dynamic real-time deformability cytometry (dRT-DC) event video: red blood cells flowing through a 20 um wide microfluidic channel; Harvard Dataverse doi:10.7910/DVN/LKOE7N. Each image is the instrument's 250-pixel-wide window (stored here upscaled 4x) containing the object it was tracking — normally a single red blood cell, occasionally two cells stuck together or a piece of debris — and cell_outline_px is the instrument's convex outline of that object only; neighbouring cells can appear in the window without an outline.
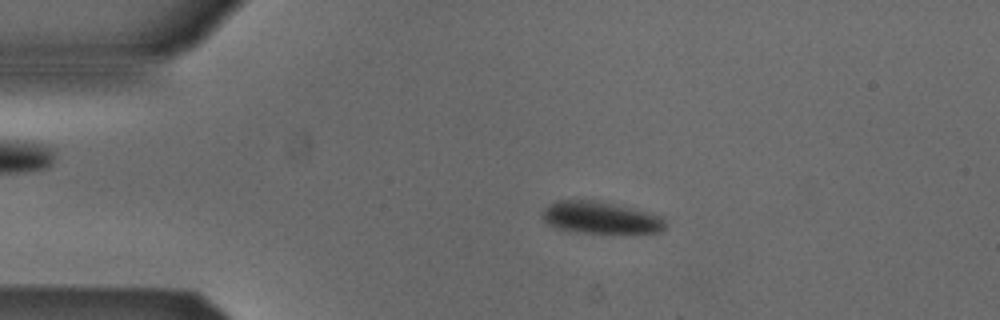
{"species": "Egyptian fruit bat (a non-hibernating species)", "species_latin": "Rousettus aegyptiacus", "temperature_condition": "cold", "stored_images_in_passage": 51, "camera_frame_rate_fps": 3000, "um_per_image_px": 0.085, "animal": {"sex": "male"}, "frame": {"image": 1, "passage_image": 9, "time_ms": 2.667, "image_size_px": [1000, 320], "cell_outline_px": [[664, 228], [660, 232], [576, 232], [556, 228], [548, 224], [540, 216], [540, 212], [544, 208], [556, 200], [588, 200], [628, 208], [664, 216]], "centroid_in_image_um": [50.96, 18.5], "position_along_channel_um": 34.0, "area_um2": 22.37}}
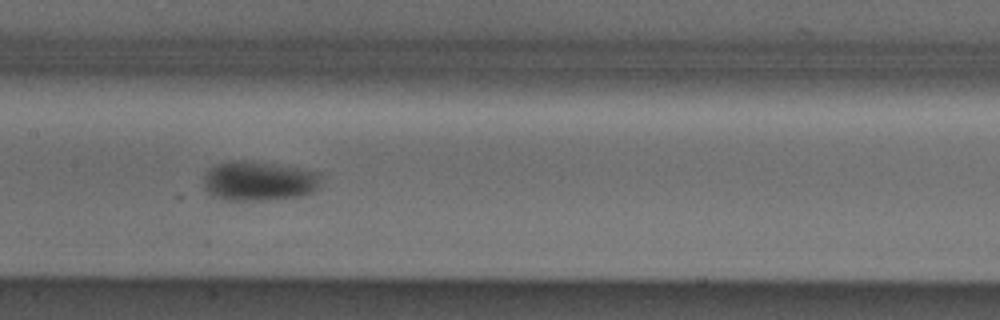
{"frame": {"image": 2, "passage_image": 24, "time_ms": 7.667, "image_size_px": [1000, 320], "cell_outline_px": [[320, 180], [316, 188], [312, 192], [300, 196], [264, 200], [224, 200], [212, 196], [204, 188], [204, 172], [208, 168], [216, 164], [228, 160], [244, 160], [272, 164], [320, 172]], "centroid_in_image_um": [21.93, 15.38], "position_along_channel_um": 185.5, "area_um2": 27.11}}
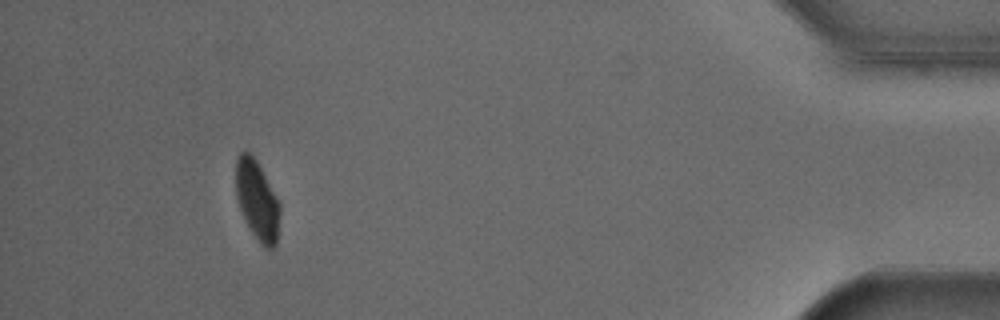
{"frame": {"image": 3, "passage_image": 47, "time_ms": 15.333, "image_size_px": [1000, 320], "cell_outline_px": [[280, 212], [276, 244], [272, 248], [264, 248], [260, 244], [252, 232], [240, 208], [236, 196], [236, 160], [240, 152], [244, 148], [252, 152], [280, 204]], "centroid_in_image_um": [21.85, 16.97], "position_along_channel_um": 413.4, "area_um2": 20.29}, "authors_computed_cell_mechanics": {"area_um2": 24.3916, "velocity_mm_per_s": 3.8575, "shape_relaxation_time_tau1_ms": 6.8557, "shape_relaxation_time_tau2_ms": null, "deformation_change_tau1": 0.0879, "deformation_change_tau2": null}}